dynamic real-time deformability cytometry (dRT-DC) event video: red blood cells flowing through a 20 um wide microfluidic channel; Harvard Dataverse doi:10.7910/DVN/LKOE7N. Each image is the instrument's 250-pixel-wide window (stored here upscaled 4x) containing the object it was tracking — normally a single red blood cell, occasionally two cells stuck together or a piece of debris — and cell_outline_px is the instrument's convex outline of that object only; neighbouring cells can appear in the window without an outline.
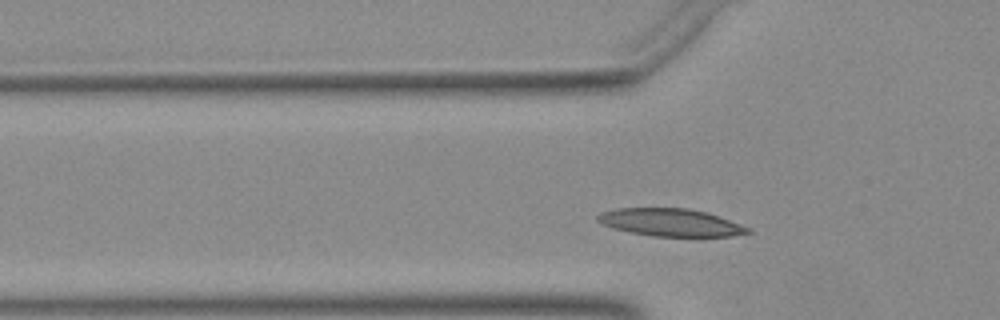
{"species": "Egyptian fruit bat (a non-hibernating species)", "species_latin": "Rousettus aegyptiacus", "temperature_condition": "warm", "stored_images_in_passage": 33, "camera_frame_rate_fps": 3000, "um_per_image_px": 0.085, "animal": {"sex": "female"}, "frame": {"image": 1, "passage_image": 7, "time_ms": 2.0, "image_size_px": [1000, 320], "cell_outline_px": [[752, 232], [732, 236], [652, 236], [628, 232], [612, 228], [600, 224], [596, 220], [596, 216], [600, 212], [616, 208], [688, 208], [708, 212], [752, 228]], "centroid_in_image_um": [56.98, 18.9], "position_along_channel_um": 68.8, "area_um2": 24.45}}
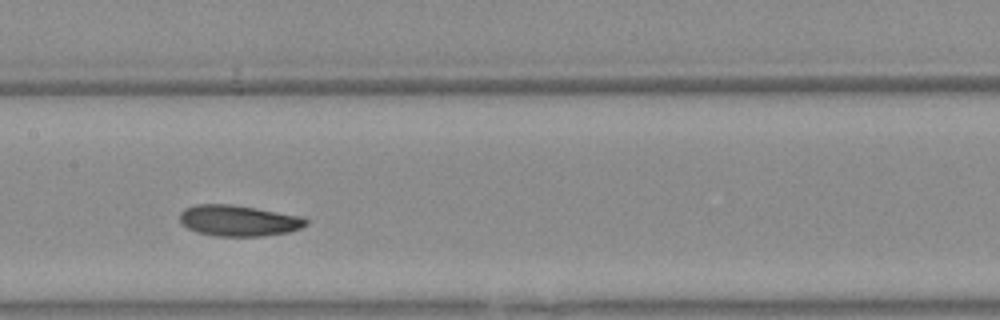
{"frame": {"image": 2, "passage_image": 16, "time_ms": 5.0, "image_size_px": [1000, 320], "cell_outline_px": [[308, 224], [300, 228], [288, 232], [264, 236], [212, 236], [196, 232], [188, 228], [180, 220], [180, 212], [184, 208], [196, 204], [232, 204], [304, 216], [308, 220]], "centroid_in_image_um": [20.29, 18.75], "position_along_channel_um": 187.1, "area_um2": 23.0}}
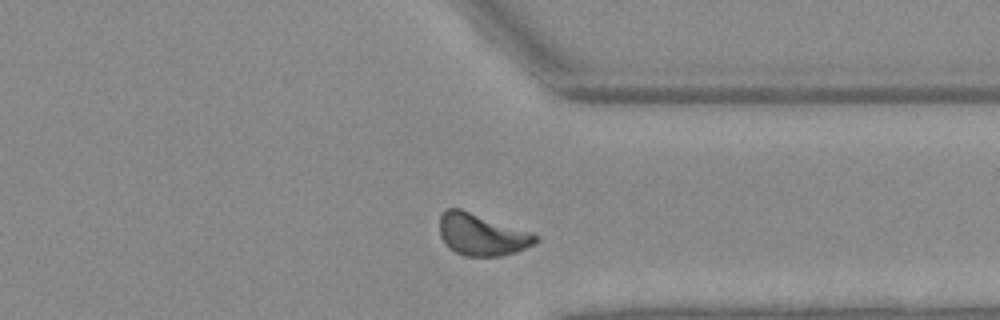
{"frame": {"image": 3, "passage_image": 30, "time_ms": 9.667, "image_size_px": [1000, 320], "cell_outline_px": [[540, 240], [536, 244], [516, 252], [500, 256], [464, 256], [456, 252], [440, 236], [440, 216], [448, 208], [460, 208], [532, 232], [540, 236]], "centroid_in_image_um": [41.02, 19.94], "position_along_channel_um": 370.4, "area_um2": 23.41}}